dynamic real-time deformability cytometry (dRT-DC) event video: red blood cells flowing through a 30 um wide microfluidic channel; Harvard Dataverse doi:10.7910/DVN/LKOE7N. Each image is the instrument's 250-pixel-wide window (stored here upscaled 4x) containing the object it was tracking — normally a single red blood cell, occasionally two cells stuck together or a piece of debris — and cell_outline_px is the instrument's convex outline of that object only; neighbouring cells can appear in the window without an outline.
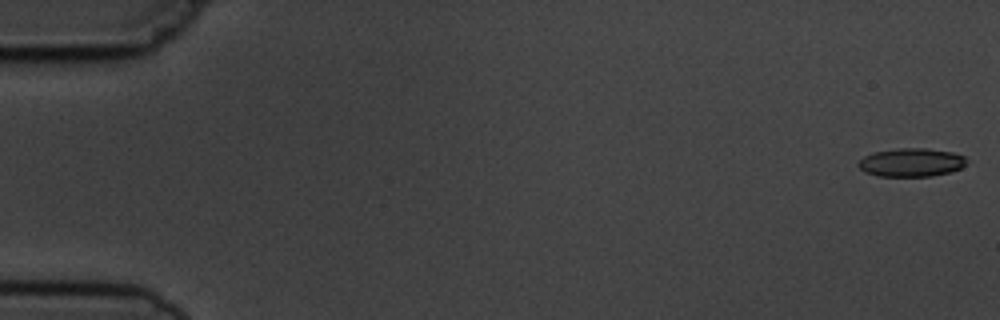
{"species": "common noctule bat (a hibernating species)", "species_latin": "Nyctalus noctula", "temperature_condition": "cold", "stored_images_in_passage": 6, "camera_frame_rate_fps": 3000, "um_per_image_px": 0.085, "animal": {"sex": "male", "body_mass_g": 19.5, "forearm_length_mm": 54.6}, "frame": {"image": 1, "passage_image": 1, "time_ms": 0.0, "image_size_px": [1000, 320], "cell_outline_px": [[968, 160], [960, 168], [952, 172], [932, 176], [880, 176], [864, 172], [856, 164], [864, 156], [872, 152], [900, 148], [928, 148], [952, 152], [964, 156]], "centroid_in_image_um": [77.45, 13.8], "position_along_channel_um": 7.5, "area_um2": 18.03}}
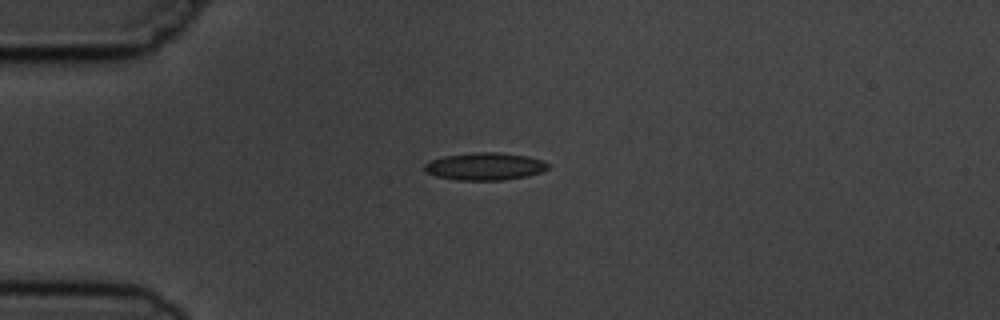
{"frame": {"image": 2, "passage_image": 5, "time_ms": 4.333, "image_size_px": [1000, 320], "cell_outline_px": [[548, 168], [540, 172], [528, 176], [504, 180], [456, 180], [436, 176], [428, 172], [424, 168], [424, 164], [432, 160], [444, 156], [472, 152], [500, 152], [528, 156], [544, 160], [548, 164]], "centroid_in_image_um": [41.24, 14.14], "position_along_channel_um": 43.8, "area_um2": 19.83}}